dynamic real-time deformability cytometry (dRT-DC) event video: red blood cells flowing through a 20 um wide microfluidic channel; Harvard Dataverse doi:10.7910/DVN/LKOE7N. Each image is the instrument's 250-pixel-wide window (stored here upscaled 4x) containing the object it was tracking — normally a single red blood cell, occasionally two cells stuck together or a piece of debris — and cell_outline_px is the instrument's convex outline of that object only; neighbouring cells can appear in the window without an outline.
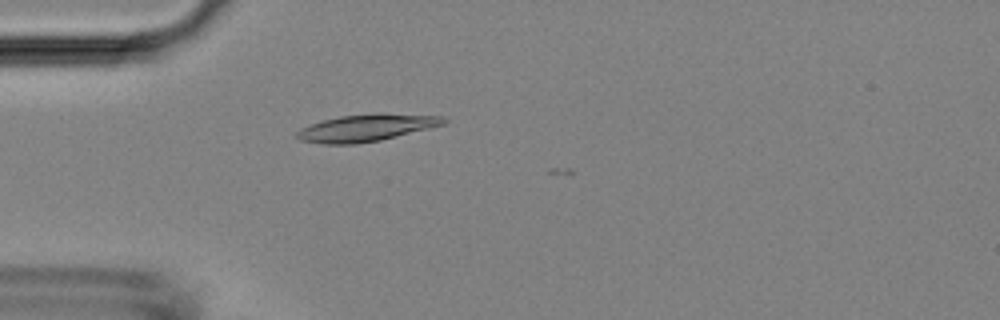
{"species": "Egyptian fruit bat (a non-hibernating species)", "species_latin": "Rousettus aegyptiacus", "temperature_condition": "room temperature", "stored_images_in_passage": 1, "camera_frame_rate_fps": 3000, "um_per_image_px": 0.085, "animal": {"sex": "female"}, "frame": {"image": 1, "passage_image": 1, "time_ms": 0.0, "image_size_px": [1000, 320], "cell_outline_px": [[448, 124], [380, 140], [356, 144], [320, 144], [300, 140], [296, 136], [296, 132], [300, 128], [324, 120], [340, 116], [380, 112], [444, 116], [448, 120]], "centroid_in_image_um": [31.2, 10.85], "position_along_channel_um": 53.8, "area_um2": 23.47}}